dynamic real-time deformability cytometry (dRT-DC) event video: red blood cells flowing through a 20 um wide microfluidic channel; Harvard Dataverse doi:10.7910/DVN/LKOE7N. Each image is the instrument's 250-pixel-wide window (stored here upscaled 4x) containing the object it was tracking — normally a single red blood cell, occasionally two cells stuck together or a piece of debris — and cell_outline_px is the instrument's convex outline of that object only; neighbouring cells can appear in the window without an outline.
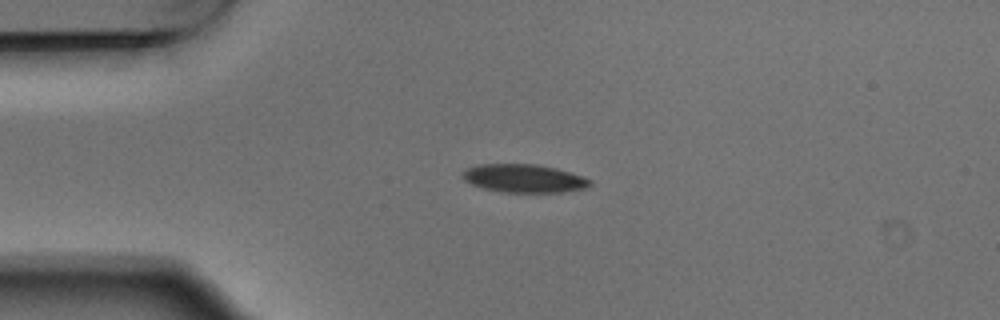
{"species": "Egyptian fruit bat (a non-hibernating species)", "species_latin": "Rousettus aegyptiacus", "temperature_condition": "warm", "stored_images_in_passage": 2, "camera_frame_rate_fps": 3000, "um_per_image_px": 0.085, "animal": {"sex": "male"}, "frame": {"image": 1, "passage_image": 1, "time_ms": 0.0, "image_size_px": [1000, 320], "cell_outline_px": [[592, 184], [584, 188], [560, 192], [504, 192], [484, 188], [472, 184], [464, 180], [464, 168], [476, 164], [532, 164], [556, 168], [572, 172], [584, 176], [592, 180]], "centroid_in_image_um": [44.55, 15.15], "position_along_channel_um": 40.4, "area_um2": 20.92}}